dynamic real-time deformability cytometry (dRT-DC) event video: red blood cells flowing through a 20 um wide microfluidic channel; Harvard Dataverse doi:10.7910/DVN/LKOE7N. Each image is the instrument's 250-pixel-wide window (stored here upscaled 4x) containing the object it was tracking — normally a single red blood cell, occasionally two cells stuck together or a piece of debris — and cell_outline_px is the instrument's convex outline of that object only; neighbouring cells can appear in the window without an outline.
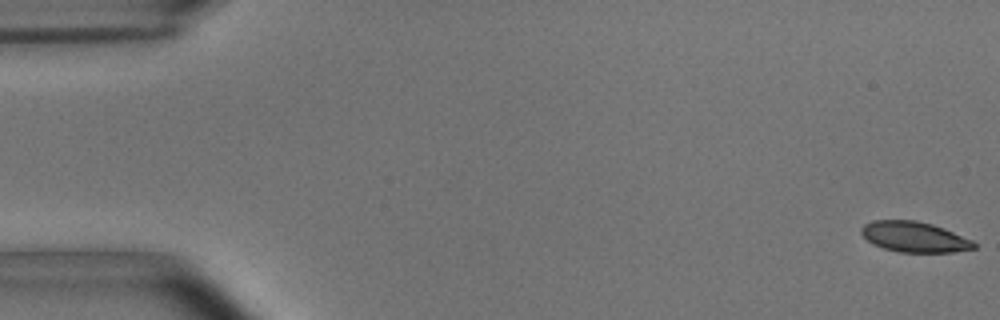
{"species": "common noctule bat (a hibernating species)", "species_latin": "Nyctalus noctula", "temperature_condition": "room temperature", "stored_images_in_passage": 46, "camera_frame_rate_fps": 3000, "um_per_image_px": 0.085, "animal": {"sex": "male", "body_mass_g": 15.6}, "frame": {"image": 1, "passage_image": 1, "time_ms": 0.0, "image_size_px": [1000, 320], "cell_outline_px": [[976, 248], [952, 252], [900, 252], [884, 248], [872, 244], [860, 232], [860, 228], [864, 224], [872, 220], [916, 220], [932, 224], [944, 228], [972, 240], [976, 244]], "centroid_in_image_um": [77.7, 20.13], "position_along_channel_um": 7.3, "area_um2": 20.0}}
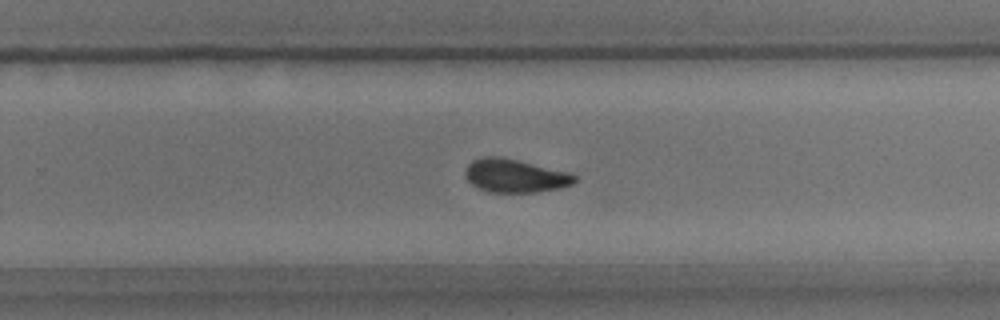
{"frame": {"image": 2, "passage_image": 35, "time_ms": 11.333, "image_size_px": [1000, 320], "cell_outline_px": [[576, 180], [572, 184], [560, 188], [536, 192], [488, 192], [472, 184], [464, 176], [464, 172], [468, 164], [472, 160], [480, 156], [500, 156], [568, 172], [576, 176]], "centroid_in_image_um": [43.74, 14.93], "position_along_channel_um": 286.1, "area_um2": 21.21}}
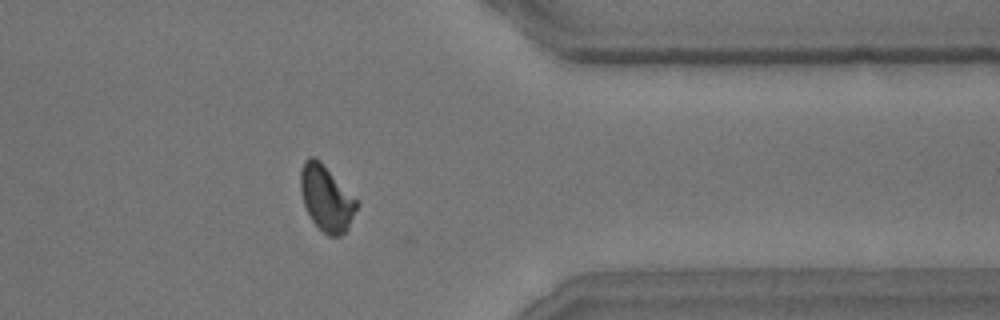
{"frame": {"image": 3, "passage_image": 44, "time_ms": 14.333, "image_size_px": [1000, 320], "cell_outline_px": [[360, 204], [348, 228], [340, 236], [328, 236], [312, 220], [304, 204], [300, 188], [300, 172], [304, 160], [308, 156], [316, 156], [320, 160]], "centroid_in_image_um": [27.73, 16.83], "position_along_channel_um": 383.7, "area_um2": 21.33}, "authors_computed_cell_mechanics": {"area_um2": 21.6461, "velocity_mm_per_s": 3.6767, "shape_relaxation_time_tau1_ms": 3.9255, "shape_relaxation_time_tau2_ms": 2.3952, "deformation_change_tau1": 0.1261, "deformation_change_tau2": 0.0702}}